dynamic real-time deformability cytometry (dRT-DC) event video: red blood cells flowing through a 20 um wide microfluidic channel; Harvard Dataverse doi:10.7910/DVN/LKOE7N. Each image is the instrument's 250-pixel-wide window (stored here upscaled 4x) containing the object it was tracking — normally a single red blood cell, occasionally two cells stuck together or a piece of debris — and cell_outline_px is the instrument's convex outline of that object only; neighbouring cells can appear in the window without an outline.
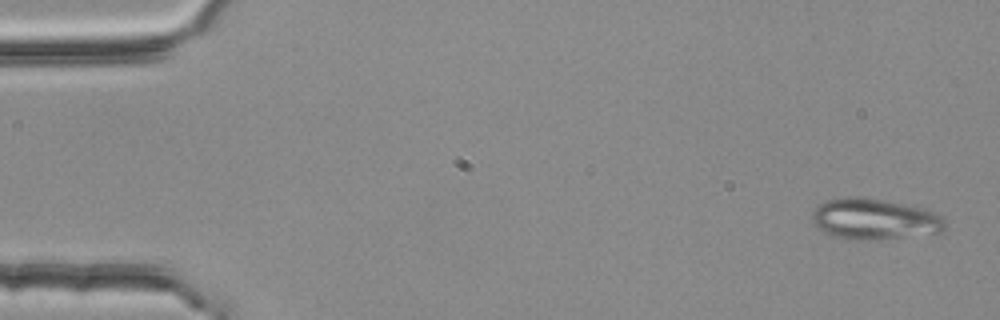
{"species": "common noctule bat (a hibernating species)", "species_latin": "Nyctalus noctula", "temperature_condition": "room temperature", "stored_images_in_passage": 51, "camera_frame_rate_fps": 3000, "um_per_image_px": 0.085, "animal": {"sex": "female", "body_mass_g": 25.1}, "frame": {"image": 1, "passage_image": 2, "time_ms": 0.333, "image_size_px": [1000, 320], "cell_outline_px": [[944, 228], [936, 236], [876, 240], [856, 240], [832, 236], [824, 232], [812, 220], [812, 212], [820, 204], [828, 200], [844, 196], [860, 196], [884, 200], [924, 208], [936, 212], [944, 220]], "centroid_in_image_um": [74.4, 18.65], "position_along_channel_um": 10.6, "area_um2": 32.43}}
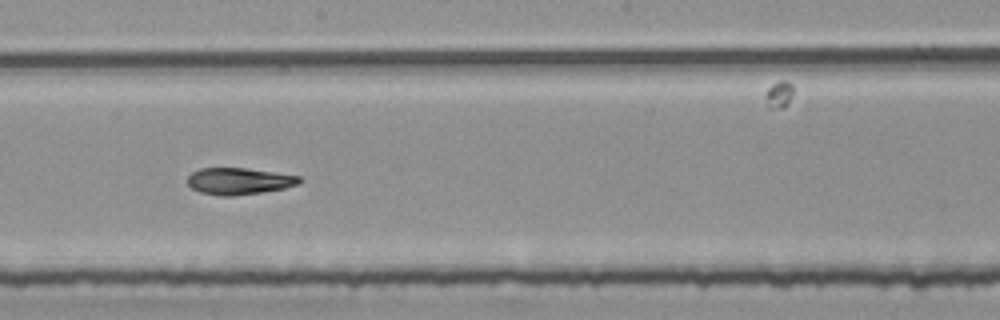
{"frame": {"image": 2, "passage_image": 30, "time_ms": 9.667, "image_size_px": [1000, 320], "cell_outline_px": [[304, 180], [300, 184], [284, 188], [260, 192], [232, 196], [220, 196], [200, 192], [192, 188], [188, 184], [188, 176], [192, 172], [200, 168], [248, 168], [300, 176]], "centroid_in_image_um": [20.34, 15.39], "position_along_channel_um": 227.9, "area_um2": 17.46}}
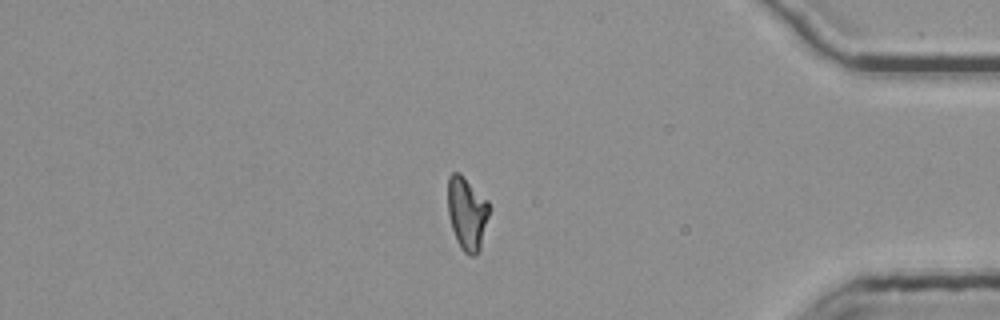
{"frame": {"image": 3, "passage_image": 46, "time_ms": 15.0, "image_size_px": [1000, 320], "cell_outline_px": [[492, 208], [480, 248], [476, 256], [472, 256], [464, 252], [460, 248], [456, 240], [448, 216], [448, 176], [452, 172], [460, 172], [488, 200]], "centroid_in_image_um": [39.72, 18.12], "position_along_channel_um": 395.5, "area_um2": 18.09}, "authors_computed_cell_mechanics": {"area_um2": 18.3226, "velocity_mm_per_s": 3.7829, "shape_relaxation_time_tau1_ms": null, "shape_relaxation_time_tau2_ms": 5.5642, "deformation_change_tau1": null, "deformation_change_tau2": 0.0867}}